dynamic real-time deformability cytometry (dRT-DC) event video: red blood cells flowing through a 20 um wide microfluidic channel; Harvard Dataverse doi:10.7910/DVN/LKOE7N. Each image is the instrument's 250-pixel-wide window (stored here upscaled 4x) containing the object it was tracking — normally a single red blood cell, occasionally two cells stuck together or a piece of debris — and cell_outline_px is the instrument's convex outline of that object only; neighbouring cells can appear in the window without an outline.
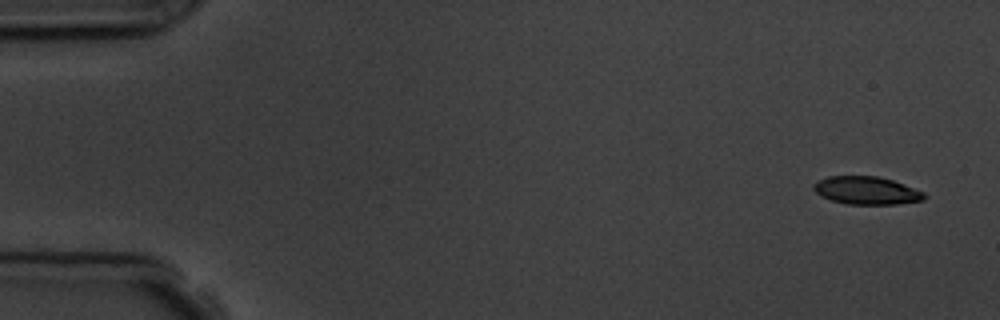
{"species": "common noctule bat (a hibernating species)", "species_latin": "Nyctalus noctula", "temperature_condition": "room temperature", "stored_images_in_passage": 8, "camera_frame_rate_fps": 3000, "um_per_image_px": 0.085, "animal": {"sex": "male", "body_mass_g": 19.5, "forearm_length_mm": 54.6}, "frame": {"image": 1, "passage_image": 1, "time_ms": 0.0, "image_size_px": [1000, 320], "cell_outline_px": [[928, 196], [924, 200], [896, 204], [848, 204], [832, 200], [820, 196], [812, 188], [812, 184], [816, 180], [828, 176], [880, 176], [904, 184], [924, 192]], "centroid_in_image_um": [73.64, 16.18], "position_along_channel_um": 11.4, "area_um2": 18.15}}
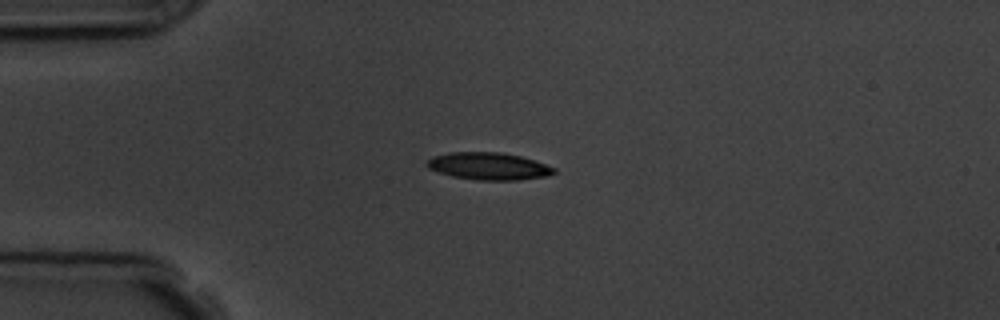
{"frame": {"image": 2, "passage_image": 4, "time_ms": 3.667, "image_size_px": [1000, 320], "cell_outline_px": [[556, 172], [548, 176], [520, 180], [476, 180], [452, 176], [428, 168], [424, 164], [432, 156], [452, 152], [500, 152], [520, 156], [556, 168]], "centroid_in_image_um": [41.52, 14.13], "position_along_channel_um": 43.5, "area_um2": 20.17}}